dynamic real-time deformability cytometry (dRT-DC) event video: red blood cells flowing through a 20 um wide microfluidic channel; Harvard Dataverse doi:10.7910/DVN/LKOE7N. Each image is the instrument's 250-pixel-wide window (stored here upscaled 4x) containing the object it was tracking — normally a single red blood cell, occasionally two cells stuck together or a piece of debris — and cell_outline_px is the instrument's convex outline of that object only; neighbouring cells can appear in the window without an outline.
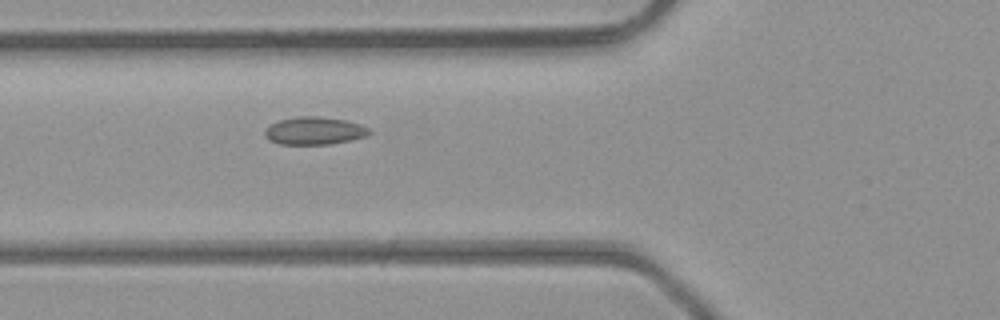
{"species": "common noctule bat (a hibernating species)", "species_latin": "Nyctalus noctula", "temperature_condition": "room temperature", "stored_images_in_passage": 5, "camera_frame_rate_fps": 3000, "um_per_image_px": 0.085, "animal": {"sex": "male", "body_mass_g": 23.1, "forearm_length_mm": 52.7}, "frame": {"image": 1, "passage_image": 5, "time_ms": 1.333, "image_size_px": [1000, 320], "cell_outline_px": [[372, 132], [364, 136], [352, 140], [332, 144], [280, 144], [264, 136], [264, 132], [272, 124], [280, 120], [296, 116], [320, 116], [348, 120], [372, 128]], "centroid_in_image_um": [26.79, 11.1], "position_along_channel_um": 99.0, "area_um2": 16.94}}